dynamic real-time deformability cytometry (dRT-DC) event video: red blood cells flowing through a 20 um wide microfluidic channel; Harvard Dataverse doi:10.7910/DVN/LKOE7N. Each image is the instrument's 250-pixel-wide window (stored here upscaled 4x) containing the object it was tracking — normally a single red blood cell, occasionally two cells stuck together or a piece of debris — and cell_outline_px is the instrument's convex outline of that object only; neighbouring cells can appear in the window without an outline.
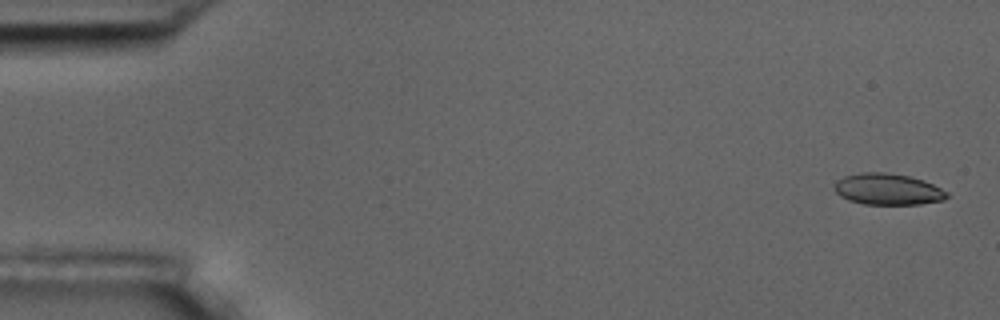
{"species": "common noctule bat (a hibernating species)", "species_latin": "Nyctalus noctula", "temperature_condition": "room temperature", "stored_images_in_passage": 7, "camera_frame_rate_fps": 3000, "um_per_image_px": 0.085, "animal": {"sex": "male", "body_mass_g": 17.5, "forearm_length_mm": 52.3}, "frame": {"image": 1, "passage_image": 1, "time_ms": 0.0, "image_size_px": [1000, 320], "cell_outline_px": [[948, 196], [944, 200], [920, 204], [864, 204], [848, 200], [840, 196], [836, 192], [832, 184], [836, 180], [844, 176], [860, 172], [884, 172], [908, 176], [924, 180], [948, 192]], "centroid_in_image_um": [75.42, 16.08], "position_along_channel_um": 9.6, "area_um2": 20.63}}
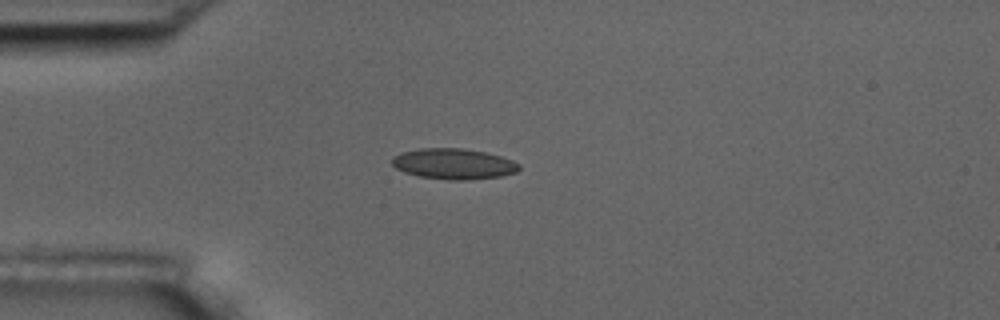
{"frame": {"image": 2, "passage_image": 5, "time_ms": 4.333, "image_size_px": [1000, 320], "cell_outline_px": [[520, 168], [516, 172], [500, 176], [468, 180], [452, 180], [420, 176], [404, 172], [396, 168], [392, 164], [392, 156], [400, 152], [420, 148], [464, 148], [484, 152], [500, 156], [512, 160], [520, 164]], "centroid_in_image_um": [38.54, 13.92], "position_along_channel_um": 46.5, "area_um2": 22.72}}
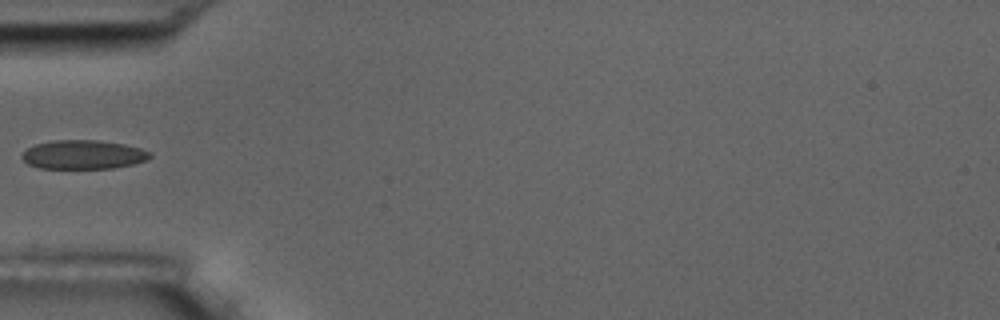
{"frame": {"image": 3, "passage_image": 6, "time_ms": 5.667, "image_size_px": [1000, 320], "cell_outline_px": [[152, 156], [148, 160], [132, 164], [112, 168], [40, 168], [28, 164], [20, 156], [28, 148], [36, 144], [52, 140], [100, 140], [124, 144], [140, 148], [152, 152]], "centroid_in_image_um": [7.1, 13.13], "position_along_channel_um": 77.9, "area_um2": 21.62}}